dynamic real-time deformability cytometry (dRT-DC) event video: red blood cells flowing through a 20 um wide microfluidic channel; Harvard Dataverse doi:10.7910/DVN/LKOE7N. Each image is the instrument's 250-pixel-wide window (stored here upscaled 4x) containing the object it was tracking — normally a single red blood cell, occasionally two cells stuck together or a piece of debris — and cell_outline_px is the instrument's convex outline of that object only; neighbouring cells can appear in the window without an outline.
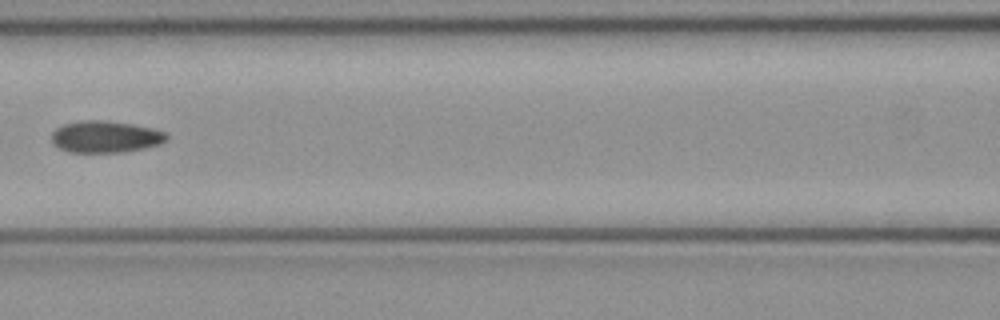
{"species": "common noctule bat (a hibernating species)", "species_latin": "Nyctalus noctula", "temperature_condition": "cold", "stored_images_in_passage": 6, "camera_frame_rate_fps": 3000, "um_per_image_px": 0.085, "animal": {"sex": "female", "body_mass_g": 21.9}, "frame": {"image": 1, "passage_image": 6, "time_ms": 1.667, "image_size_px": [1000, 320], "cell_outline_px": [[168, 140], [160, 144], [144, 148], [124, 152], [68, 152], [52, 144], [52, 132], [56, 128], [64, 124], [84, 120], [100, 120], [132, 124], [152, 128], [164, 132], [168, 136]], "centroid_in_image_um": [8.96, 11.63], "position_along_channel_um": 157.6, "area_um2": 21.27}}